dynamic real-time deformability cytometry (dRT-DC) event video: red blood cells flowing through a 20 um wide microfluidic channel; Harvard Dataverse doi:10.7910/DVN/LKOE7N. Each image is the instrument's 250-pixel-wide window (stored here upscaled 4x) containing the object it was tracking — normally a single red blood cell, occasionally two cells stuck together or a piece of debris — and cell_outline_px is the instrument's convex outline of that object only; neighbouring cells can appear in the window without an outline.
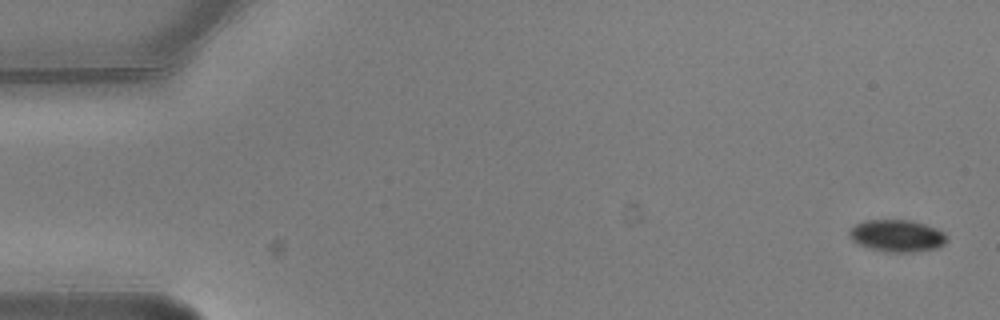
{"species": "common noctule bat (a hibernating species)", "species_latin": "Nyctalus noctula", "temperature_condition": "warm", "stored_images_in_passage": 15, "camera_frame_rate_fps": 3000, "um_per_image_px": 0.085, "animal": {"sex": "male", "body_mass_g": 20.5, "forearm_length_mm": 52.5}, "frame": {"image": 1, "passage_image": 1, "time_ms": 0.0, "image_size_px": [1000, 320], "cell_outline_px": [[948, 240], [944, 244], [936, 248], [912, 252], [884, 252], [860, 244], [852, 240], [848, 236], [848, 232], [856, 224], [864, 220], [912, 220], [936, 228], [944, 232]], "centroid_in_image_um": [76.26, 20.03], "position_along_channel_um": 8.7, "area_um2": 18.15}}
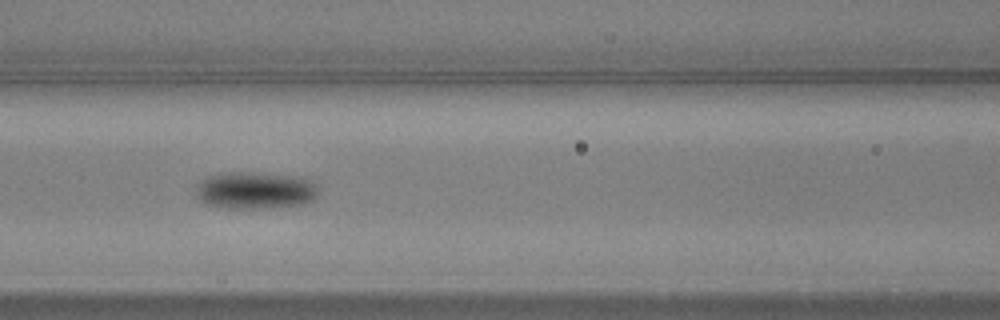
{"frame": {"image": 2, "passage_image": 7, "time_ms": 2.0, "image_size_px": [1000, 320], "cell_outline_px": [[320, 192], [312, 200], [304, 204], [264, 208], [224, 208], [204, 204], [196, 196], [196, 184], [204, 176], [220, 172], [252, 172], [304, 176], [316, 180], [320, 188]], "centroid_in_image_um": [21.72, 16.15], "position_along_channel_um": 144.9, "area_um2": 27.57}}
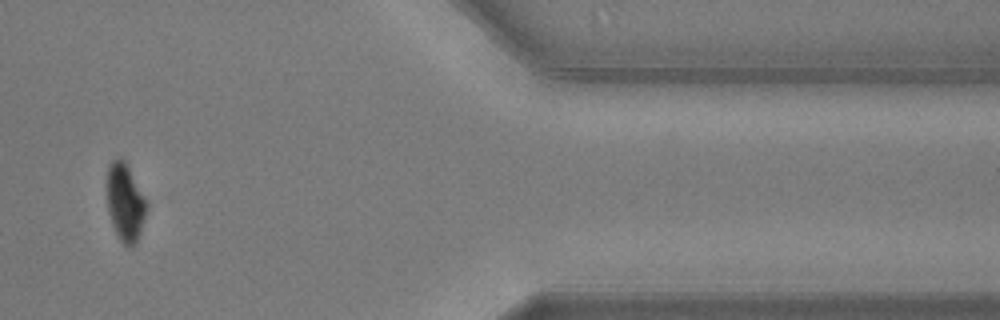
{"frame": {"image": 3, "passage_image": 13, "time_ms": 4.0, "image_size_px": [1000, 320], "cell_outline_px": [[148, 208], [136, 244], [132, 248], [128, 248], [120, 240], [112, 224], [108, 212], [108, 164], [116, 156], [120, 156], [124, 160], [148, 200]], "centroid_in_image_um": [10.67, 17.2], "position_along_channel_um": 400.7, "area_um2": 18.15}}